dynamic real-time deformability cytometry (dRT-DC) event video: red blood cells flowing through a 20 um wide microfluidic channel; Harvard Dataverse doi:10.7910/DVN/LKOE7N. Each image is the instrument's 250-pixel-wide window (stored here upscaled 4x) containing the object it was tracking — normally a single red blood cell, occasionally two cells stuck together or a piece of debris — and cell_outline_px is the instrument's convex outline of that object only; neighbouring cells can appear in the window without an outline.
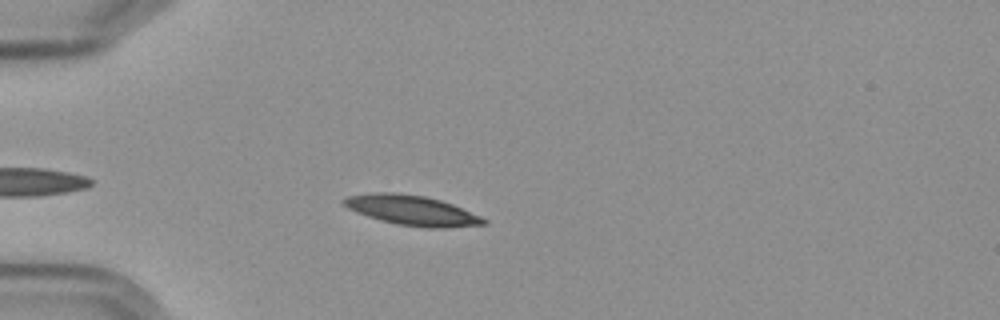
{"species": "Egyptian fruit bat (a non-hibernating species)", "species_latin": "Rousettus aegyptiacus", "temperature_condition": "cold", "stored_images_in_passage": 35, "camera_frame_rate_fps": 3000, "um_per_image_px": 0.085, "frame": {"image": 1, "passage_image": 6, "time_ms": 1.667, "image_size_px": [1000, 320], "cell_outline_px": [[488, 224], [444, 228], [428, 228], [396, 224], [380, 220], [356, 212], [348, 208], [340, 200], [348, 196], [372, 192], [396, 192], [424, 196], [440, 200], [452, 204], [480, 216], [488, 220]], "centroid_in_image_um": [35.01, 17.88], "position_along_channel_um": 50.0, "area_um2": 24.39}}
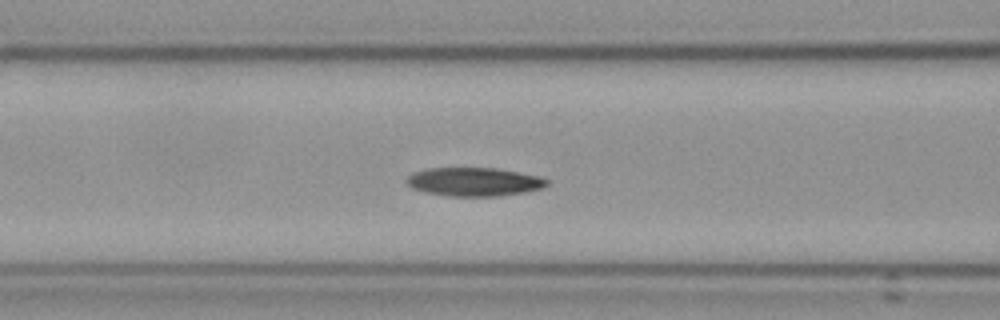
{"frame": {"image": 2, "passage_image": 14, "time_ms": 4.333, "image_size_px": [1000, 320], "cell_outline_px": [[548, 184], [544, 188], [524, 192], [496, 196], [448, 196], [424, 192], [412, 188], [404, 180], [412, 172], [428, 168], [496, 168], [540, 176], [548, 180]], "centroid_in_image_um": [40.28, 15.45], "position_along_channel_um": 126.3, "area_um2": 23.47}}
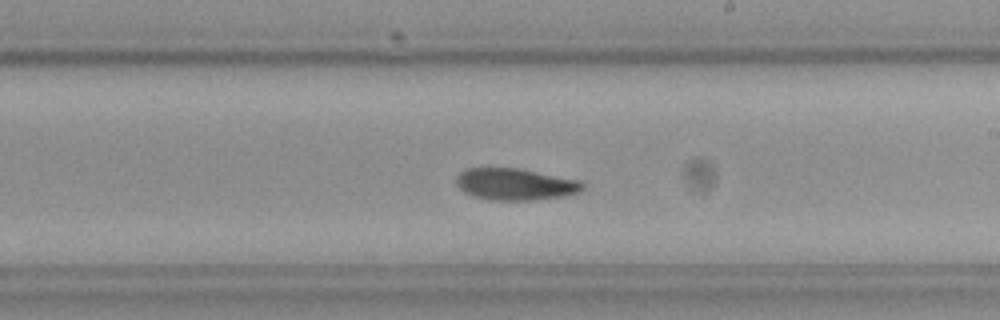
{"frame": {"image": 3, "passage_image": 24, "time_ms": 7.667, "image_size_px": [1000, 320], "cell_outline_px": [[584, 188], [580, 192], [564, 196], [536, 200], [488, 200], [472, 196], [464, 192], [456, 184], [456, 176], [460, 172], [468, 168], [520, 168], [580, 180], [584, 184]], "centroid_in_image_um": [43.8, 15.66], "position_along_channel_um": 245.2, "area_um2": 23.64}}